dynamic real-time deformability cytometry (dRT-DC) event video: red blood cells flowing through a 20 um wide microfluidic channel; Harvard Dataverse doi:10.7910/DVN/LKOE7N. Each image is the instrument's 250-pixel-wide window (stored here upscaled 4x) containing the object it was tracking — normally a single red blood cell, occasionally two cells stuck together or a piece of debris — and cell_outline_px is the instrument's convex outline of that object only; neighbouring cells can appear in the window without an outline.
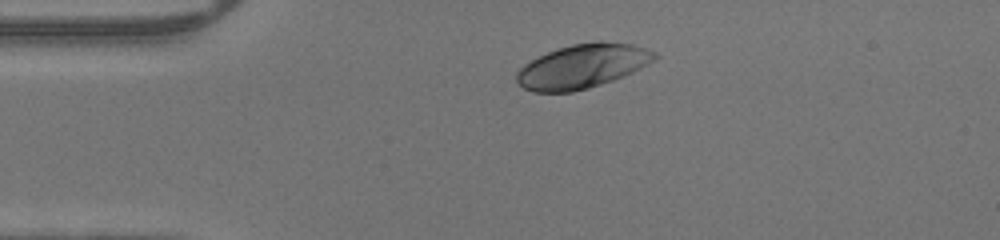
{"species": "human", "species_latin": "Homo sapiens", "temperature_condition": "warm", "stored_images_in_passage": 38, "camera_frame_rate_fps": 3000, "um_per_image_px": 0.085, "donor": {"sex": "male"}, "frame": {"image": 1, "passage_image": 1, "time_ms": 0.0, "image_size_px": [1000, 240], "cell_outline_px": [[660, 56], [648, 64], [624, 76], [588, 88], [572, 92], [532, 92], [524, 88], [516, 80], [516, 72], [524, 64], [548, 52], [572, 44], [596, 40], [600, 40], [632, 44], [656, 52]], "centroid_in_image_um": [49.52, 5.62], "position_along_channel_um": 35.5, "area_um2": 35.37}}
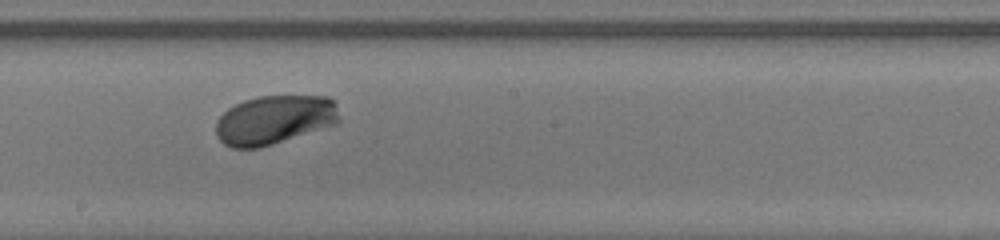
{"frame": {"image": 2, "passage_image": 17, "time_ms": 5.333, "image_size_px": [1000, 240], "cell_outline_px": [[340, 120], [336, 124], [260, 148], [232, 148], [224, 144], [216, 136], [216, 120], [228, 108], [244, 100], [260, 96], [328, 96], [336, 104], [340, 116]], "centroid_in_image_um": [23.32, 10.19], "position_along_channel_um": 224.9, "area_um2": 35.32}}
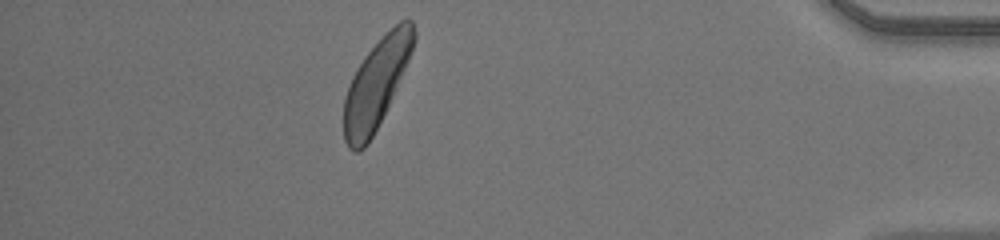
{"frame": {"image": 3, "passage_image": 33, "time_ms": 10.667, "image_size_px": [1000, 240], "cell_outline_px": [[416, 36], [412, 52], [388, 104], [368, 144], [364, 148], [356, 152], [352, 152], [348, 148], [344, 140], [344, 96], [352, 76], [356, 68], [364, 56], [400, 20], [412, 20], [416, 32]], "centroid_in_image_um": [31.95, 7.14], "position_along_channel_um": 403.2, "area_um2": 35.49}}